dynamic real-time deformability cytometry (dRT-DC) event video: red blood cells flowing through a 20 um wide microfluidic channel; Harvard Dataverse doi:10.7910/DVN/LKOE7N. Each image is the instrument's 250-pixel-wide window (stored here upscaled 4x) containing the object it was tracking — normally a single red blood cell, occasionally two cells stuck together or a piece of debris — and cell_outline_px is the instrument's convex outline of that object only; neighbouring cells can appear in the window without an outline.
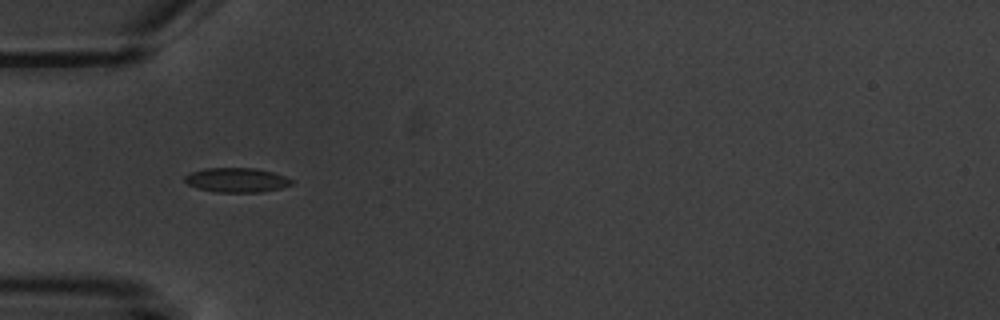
{"species": "common noctule bat (a hibernating species)", "species_latin": "Nyctalus noctula", "temperature_condition": "warm", "stored_images_in_passage": 2, "camera_frame_rate_fps": 3000, "um_per_image_px": 0.085, "animal": {"sex": "male", "body_mass_g": 20.1, "forearm_length_mm": 53.5}, "frame": {"image": 1, "passage_image": 1, "time_ms": 0.0, "image_size_px": [1000, 320], "cell_outline_px": [[292, 184], [280, 188], [260, 192], [216, 192], [200, 188], [188, 184], [184, 180], [184, 176], [192, 172], [204, 168], [256, 168], [272, 172], [284, 176], [292, 180]], "centroid_in_image_um": [20.11, 15.3], "position_along_channel_um": 64.9, "area_um2": 15.03}}